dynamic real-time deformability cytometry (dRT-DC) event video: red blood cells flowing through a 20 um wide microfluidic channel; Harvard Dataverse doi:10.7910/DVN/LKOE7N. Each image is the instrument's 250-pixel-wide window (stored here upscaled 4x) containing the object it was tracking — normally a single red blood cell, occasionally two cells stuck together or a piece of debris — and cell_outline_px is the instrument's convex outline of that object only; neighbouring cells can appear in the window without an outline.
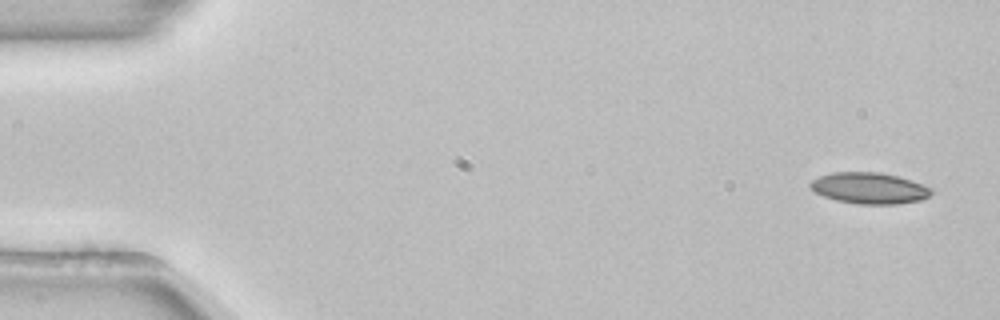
{"species": "common noctule bat (a hibernating species)", "species_latin": "Nyctalus noctula", "temperature_condition": "room temperature", "stored_images_in_passage": 52, "camera_frame_rate_fps": 3000, "um_per_image_px": 0.085, "animal": {"sex": "female", "body_mass_g": 22.7, "forearm_length_mm": 54.2}, "frame": {"image": 1, "passage_image": 1, "time_ms": 0.0, "image_size_px": [1000, 320], "cell_outline_px": [[936, 192], [920, 200], [896, 204], [860, 204], [836, 200], [824, 196], [816, 192], [808, 184], [812, 180], [820, 176], [832, 172], [880, 172], [912, 180], [932, 188]], "centroid_in_image_um": [73.92, 15.99], "position_along_channel_um": 11.1, "area_um2": 21.96}}
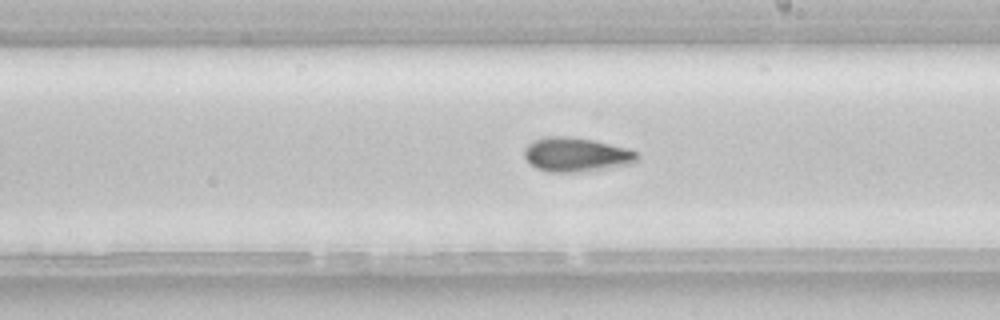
{"frame": {"image": 2, "passage_image": 29, "time_ms": 9.333, "image_size_px": [1000, 320], "cell_outline_px": [[640, 156], [632, 164], [576, 172], [548, 172], [536, 168], [524, 156], [524, 148], [528, 144], [544, 136], [564, 136], [592, 140], [628, 148], [636, 152]], "centroid_in_image_um": [48.97, 13.14], "position_along_channel_um": 240.0, "area_um2": 22.25}}
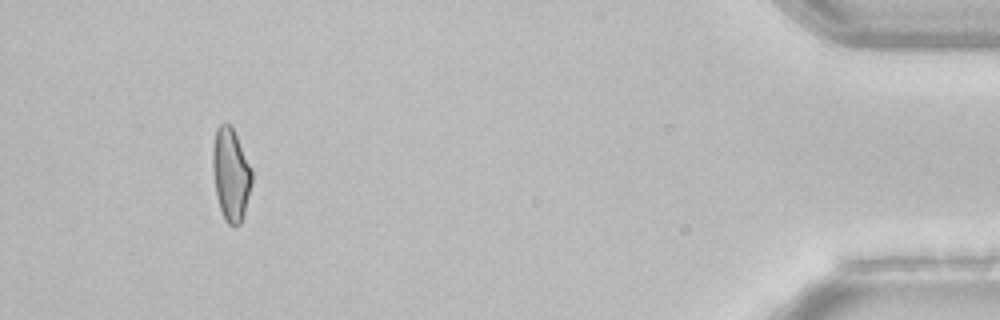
{"frame": {"image": 3, "passage_image": 48, "time_ms": 15.667, "image_size_px": [1000, 320], "cell_outline_px": [[252, 180], [244, 216], [240, 224], [236, 228], [228, 224], [224, 220], [220, 208], [216, 192], [212, 168], [212, 148], [216, 128], [220, 124], [228, 124], [232, 128], [236, 136], [252, 172]], "centroid_in_image_um": [19.6, 14.88], "position_along_channel_um": 415.6, "area_um2": 20.92}, "authors_computed_cell_mechanics": {"area_um2": 21.8773, "velocity_mm_per_s": 3.8851, "shape_relaxation_time_tau1_ms": null, "shape_relaxation_time_tau2_ms": 2.7679, "deformation_change_tau1": null, "deformation_change_tau2": 0.0817}}